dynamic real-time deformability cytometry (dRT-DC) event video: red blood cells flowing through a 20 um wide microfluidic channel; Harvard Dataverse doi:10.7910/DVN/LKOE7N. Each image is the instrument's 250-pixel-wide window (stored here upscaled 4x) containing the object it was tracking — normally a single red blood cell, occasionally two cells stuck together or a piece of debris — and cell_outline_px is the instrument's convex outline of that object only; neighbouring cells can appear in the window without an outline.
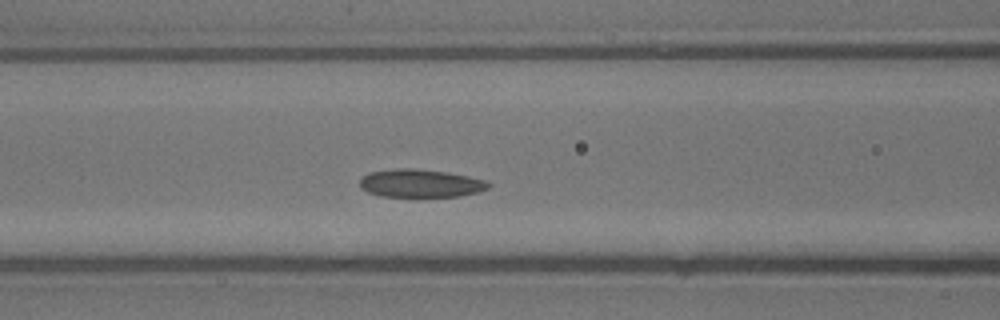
{"species": "common noctule bat (a hibernating species)", "species_latin": "Nyctalus noctula", "temperature_condition": "warm", "stored_images_in_passage": 32, "camera_frame_rate_fps": 3000, "um_per_image_px": 0.085, "animal": {"sex": "male", "body_mass_g": 13.3}, "frame": {"image": 1, "passage_image": 10, "time_ms": 3.0, "image_size_px": [1000, 320], "cell_outline_px": [[492, 184], [488, 188], [476, 192], [460, 196], [380, 196], [368, 192], [360, 188], [360, 180], [368, 172], [396, 168], [412, 168], [448, 172], [468, 176], [484, 180]], "centroid_in_image_um": [35.72, 15.57], "position_along_channel_um": 130.9, "area_um2": 20.92}}
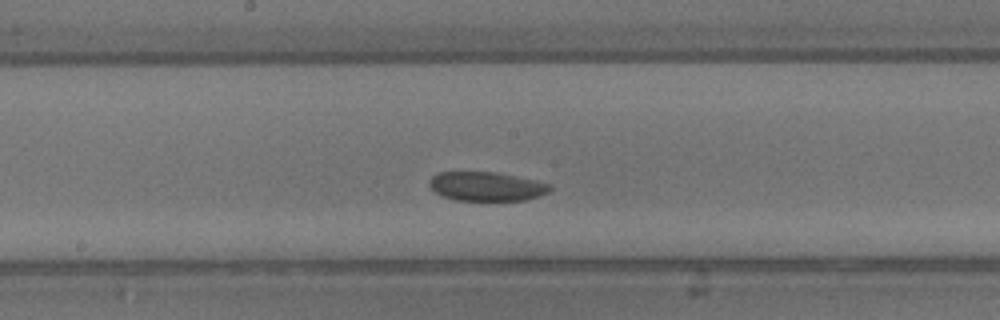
{"frame": {"image": 2, "passage_image": 14, "time_ms": 4.333, "image_size_px": [1000, 320], "cell_outline_px": [[552, 188], [548, 192], [540, 196], [524, 200], [456, 200], [440, 196], [432, 192], [428, 184], [428, 180], [436, 172], [496, 172], [552, 184]], "centroid_in_image_um": [41.29, 15.84], "position_along_channel_um": 206.9, "area_um2": 20.63}}
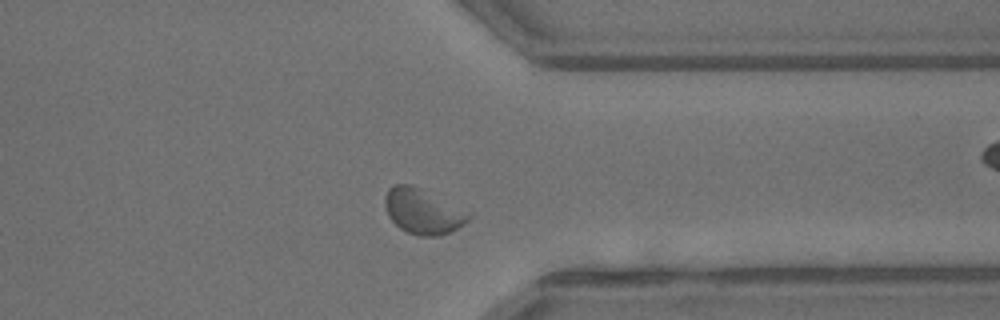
{"frame": {"image": 3, "passage_image": 23, "time_ms": 7.333, "image_size_px": [1000, 320], "cell_outline_px": [[472, 216], [464, 224], [452, 232], [436, 236], [420, 236], [408, 232], [400, 228], [388, 216], [384, 204], [384, 200], [388, 188], [392, 184], [412, 184], [472, 212]], "centroid_in_image_um": [35.96, 17.95], "position_along_channel_um": 375.4, "area_um2": 22.31}}